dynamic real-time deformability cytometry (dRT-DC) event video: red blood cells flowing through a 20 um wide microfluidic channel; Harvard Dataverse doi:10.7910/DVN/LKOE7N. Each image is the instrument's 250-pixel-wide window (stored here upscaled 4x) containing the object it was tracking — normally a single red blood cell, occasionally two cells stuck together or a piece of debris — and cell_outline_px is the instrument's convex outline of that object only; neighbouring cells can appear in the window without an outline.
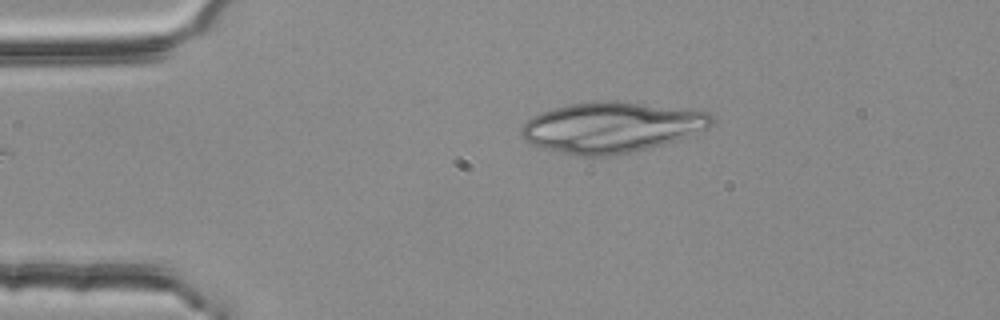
{"species": "common noctule bat (a hibernating species)", "species_latin": "Nyctalus noctula", "temperature_condition": "room temperature", "stored_images_in_passage": 37, "camera_frame_rate_fps": 3000, "um_per_image_px": 0.085, "animal": {"sex": "female", "body_mass_g": 25.1}, "frame": {"image": 1, "passage_image": 1, "time_ms": 0.0, "image_size_px": [1000, 320], "cell_outline_px": [[716, 120], [708, 128], [688, 136], [636, 152], [604, 156], [576, 156], [532, 144], [524, 140], [520, 136], [520, 128], [532, 116], [540, 112], [552, 108], [568, 104], [600, 100], [616, 100], [692, 108], [712, 112], [716, 116]], "centroid_in_image_um": [52.04, 10.79], "position_along_channel_um": 33.0, "area_um2": 56.99}}
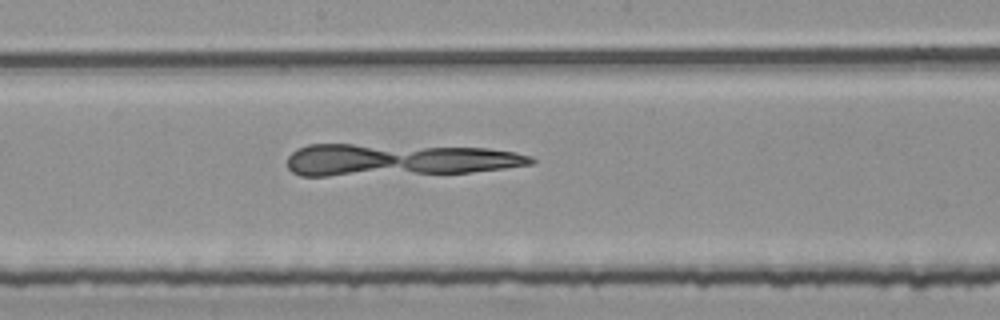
{"frame": {"image": 2, "passage_image": 19, "time_ms": 6.0, "image_size_px": [1000, 320], "cell_outline_px": [[536, 160], [532, 164], [504, 168], [468, 172], [328, 176], [300, 176], [292, 172], [288, 168], [288, 156], [296, 148], [308, 144], [352, 144], [488, 148], [516, 152], [532, 156]], "centroid_in_image_um": [33.82, 13.58], "position_along_channel_um": 214.4, "area_um2": 45.66}}
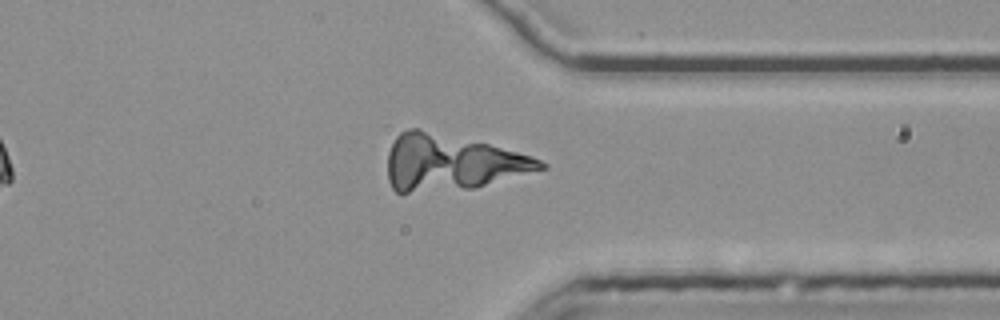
{"frame": {"image": 3, "passage_image": 32, "time_ms": 10.333, "image_size_px": [1000, 320], "cell_outline_px": [[548, 168], [472, 188], [400, 196], [392, 188], [388, 180], [388, 152], [396, 136], [400, 132], [408, 128], [420, 128], [488, 144], [532, 156], [548, 164]], "centroid_in_image_um": [38.3, 13.86], "position_along_channel_um": 373.1, "area_um2": 50.23}}